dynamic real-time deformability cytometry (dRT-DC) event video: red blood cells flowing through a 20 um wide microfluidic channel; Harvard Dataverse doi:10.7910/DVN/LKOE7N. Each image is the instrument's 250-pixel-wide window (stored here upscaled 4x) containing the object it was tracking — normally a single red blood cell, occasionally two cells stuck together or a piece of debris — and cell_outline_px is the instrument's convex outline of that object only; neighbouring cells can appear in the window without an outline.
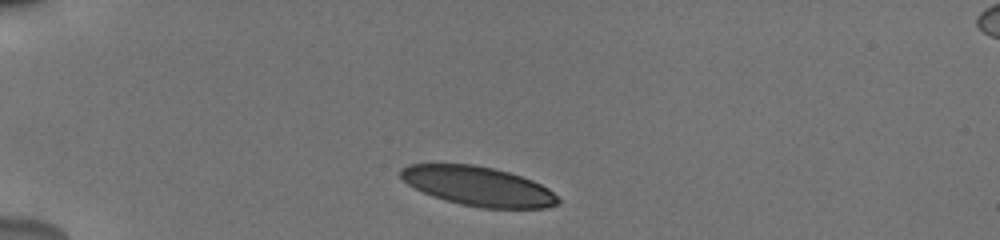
{"species": "human", "species_latin": "Homo sapiens", "temperature_condition": "cold", "stored_images_in_passage": 6, "camera_frame_rate_fps": 3000, "um_per_image_px": 0.085, "donor": {"sex": "male"}, "frame": {"image": 1, "passage_image": 1, "time_ms": 0.0, "image_size_px": [1000, 240], "cell_outline_px": [[560, 204], [548, 208], [484, 208], [460, 204], [432, 196], [408, 184], [400, 176], [400, 168], [408, 164], [472, 164], [492, 168], [508, 172], [532, 180], [548, 188], [560, 200]], "centroid_in_image_um": [40.65, 15.83], "position_along_channel_um": 44.3, "area_um2": 35.89}}
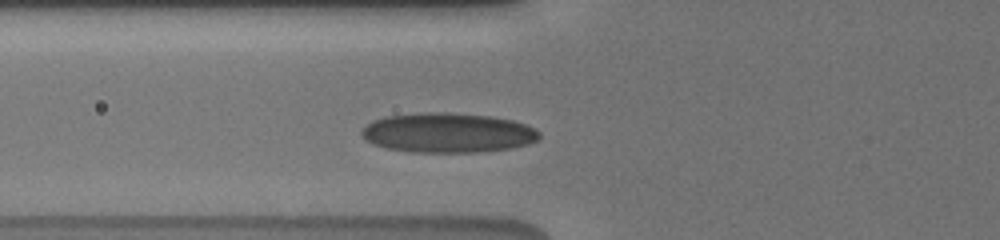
{"frame": {"image": 2, "passage_image": 4, "time_ms": 1.0, "image_size_px": [1000, 240], "cell_outline_px": [[540, 136], [536, 140], [528, 144], [508, 148], [476, 152], [412, 152], [388, 148], [376, 144], [368, 140], [360, 132], [372, 120], [388, 116], [424, 112], [448, 112], [488, 116], [512, 120], [524, 124], [540, 132]], "centroid_in_image_um": [38.07, 11.28], "position_along_channel_um": 87.7, "area_um2": 40.58}}
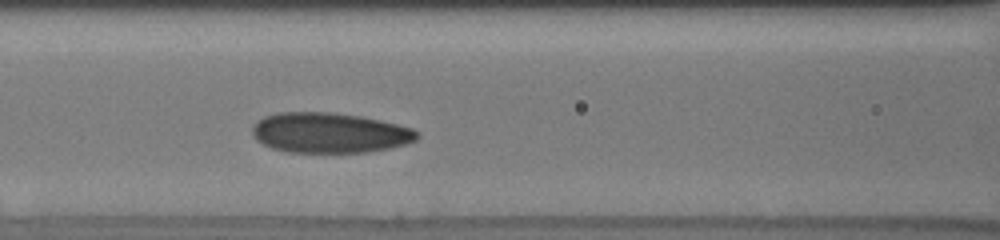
{"frame": {"image": 3, "passage_image": 6, "time_ms": 1.667, "image_size_px": [1000, 240], "cell_outline_px": [[420, 136], [416, 140], [408, 144], [388, 148], [364, 152], [288, 152], [272, 148], [256, 140], [252, 136], [252, 128], [256, 120], [264, 116], [276, 112], [336, 112], [360, 116], [380, 120], [412, 128], [420, 132]], "centroid_in_image_um": [28.0, 11.28], "position_along_channel_um": 138.6, "area_um2": 38.9}}